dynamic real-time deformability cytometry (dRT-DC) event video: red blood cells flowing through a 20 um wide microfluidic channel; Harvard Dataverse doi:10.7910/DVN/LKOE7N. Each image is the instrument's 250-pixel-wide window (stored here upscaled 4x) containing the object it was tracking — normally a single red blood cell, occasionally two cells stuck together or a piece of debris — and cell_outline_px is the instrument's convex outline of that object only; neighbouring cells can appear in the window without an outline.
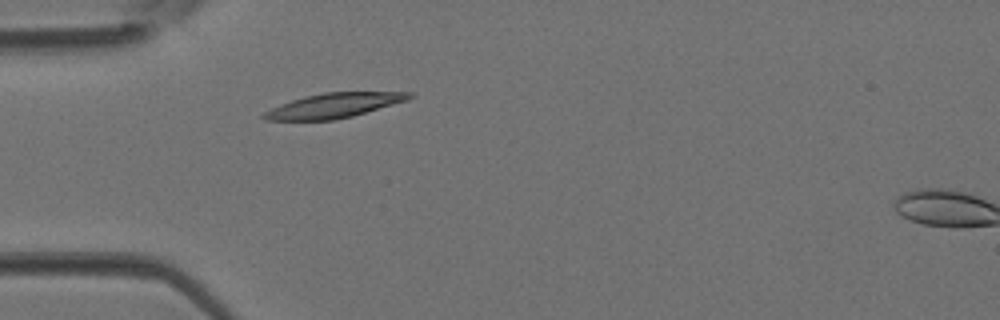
{"species": "Egyptian fruit bat (a non-hibernating species)", "species_latin": "Rousettus aegyptiacus", "temperature_condition": "room temperature", "stored_images_in_passage": 2, "camera_frame_rate_fps": 3000, "um_per_image_px": 0.085, "animal": {"sex": "female"}, "frame": {"image": 1, "passage_image": 1, "time_ms": 0.0, "image_size_px": [1000, 320], "cell_outline_px": [[412, 96], [408, 100], [352, 116], [332, 120], [264, 120], [260, 116], [264, 112], [272, 108], [292, 100], [304, 96], [324, 92], [412, 92]], "centroid_in_image_um": [28.36, 8.97], "position_along_channel_um": 56.6, "area_um2": 20.69}}